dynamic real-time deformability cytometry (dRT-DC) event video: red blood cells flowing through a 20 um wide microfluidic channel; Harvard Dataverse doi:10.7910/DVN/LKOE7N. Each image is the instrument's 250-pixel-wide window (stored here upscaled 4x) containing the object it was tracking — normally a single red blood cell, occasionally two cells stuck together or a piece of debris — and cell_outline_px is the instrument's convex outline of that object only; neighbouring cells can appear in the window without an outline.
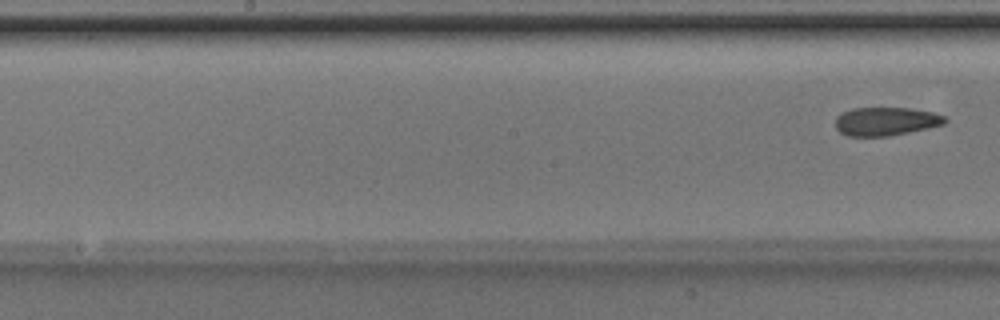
{"species": "Egyptian fruit bat (a non-hibernating species)", "species_latin": "Rousettus aegyptiacus", "temperature_condition": "room temperature", "stored_images_in_passage": 9, "camera_frame_rate_fps": 3000, "um_per_image_px": 0.085, "animal": {"sex": "male"}, "frame": {"image": 1, "passage_image": 9, "time_ms": 2.667, "image_size_px": [1000, 320], "cell_outline_px": [[948, 120], [944, 124], [928, 128], [888, 136], [848, 136], [840, 132], [836, 128], [836, 116], [840, 112], [852, 108], [908, 108], [932, 112], [944, 116]], "centroid_in_image_um": [75.27, 10.31], "position_along_channel_um": 172.9, "area_um2": 18.15}}